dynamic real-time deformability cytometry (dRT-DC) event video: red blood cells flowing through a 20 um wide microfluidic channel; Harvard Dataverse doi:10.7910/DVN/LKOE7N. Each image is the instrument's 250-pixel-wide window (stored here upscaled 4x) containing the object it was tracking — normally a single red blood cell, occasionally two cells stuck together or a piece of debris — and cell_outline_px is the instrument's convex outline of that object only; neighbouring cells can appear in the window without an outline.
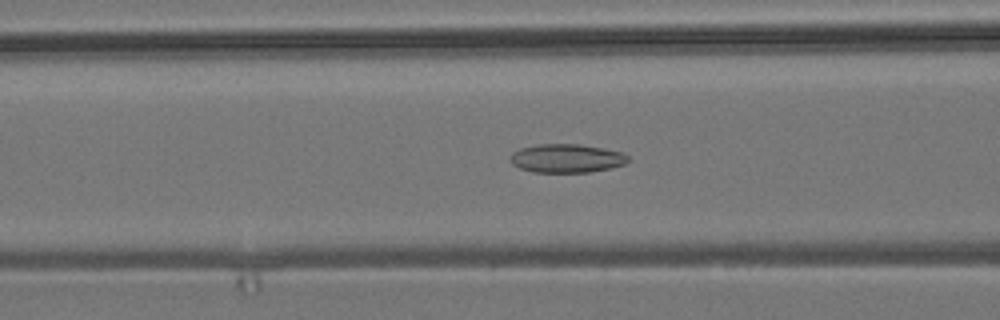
{"species": "common noctule bat (a hibernating species)", "species_latin": "Nyctalus noctula", "temperature_condition": "room temperature", "stored_images_in_passage": 48, "camera_frame_rate_fps": 3000, "um_per_image_px": 0.085, "animal": {"sex": "male", "body_mass_g": 19.2, "forearm_length_mm": 51.8}, "frame": {"image": 1, "passage_image": 15, "time_ms": 4.667, "image_size_px": [1000, 320], "cell_outline_px": [[628, 160], [624, 164], [612, 168], [588, 172], [532, 172], [520, 168], [512, 164], [508, 160], [508, 156], [512, 152], [520, 148], [540, 144], [580, 144], [604, 148], [624, 152], [628, 156]], "centroid_in_image_um": [48.14, 13.45], "position_along_channel_um": 118.5, "area_um2": 19.88}}
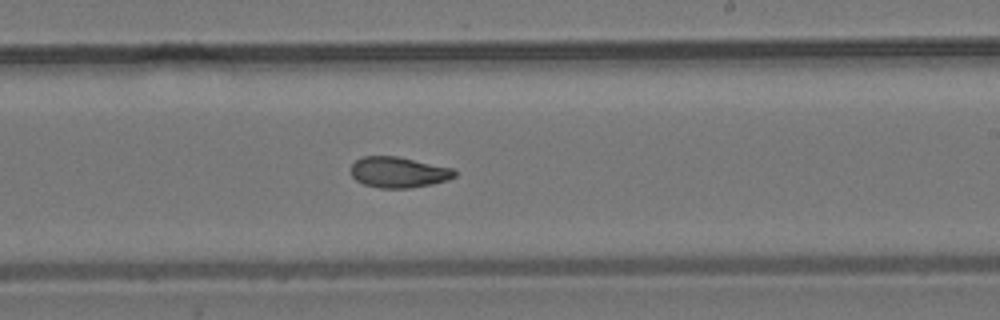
{"frame": {"image": 2, "passage_image": 26, "time_ms": 8.333, "image_size_px": [1000, 320], "cell_outline_px": [[456, 176], [448, 180], [432, 184], [408, 188], [380, 188], [364, 184], [356, 180], [352, 176], [352, 164], [360, 156], [396, 156], [452, 168], [456, 172]], "centroid_in_image_um": [33.87, 14.64], "position_along_channel_um": 255.1, "area_um2": 18.5}}
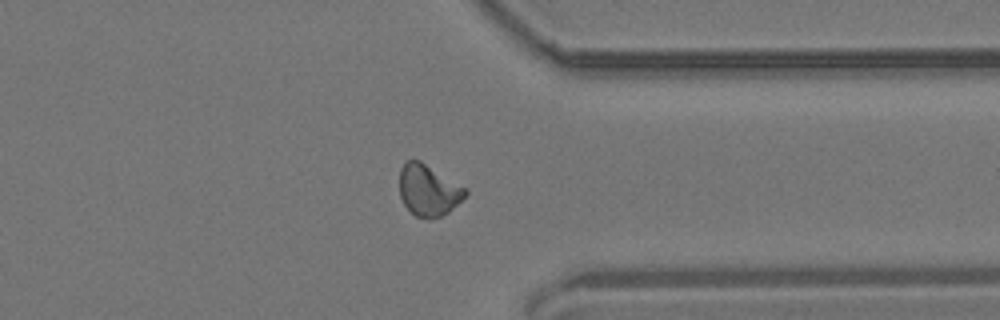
{"frame": {"image": 3, "passage_image": 36, "time_ms": 11.667, "image_size_px": [1000, 320], "cell_outline_px": [[468, 192], [448, 212], [440, 216], [428, 220], [416, 216], [404, 204], [400, 196], [400, 168], [408, 160], [420, 160], [468, 188]], "centroid_in_image_um": [36.42, 16.16], "position_along_channel_um": 375.0, "area_um2": 19.65}, "authors_computed_cell_mechanics": {"area_um2": 19.1318, "velocity_mm_per_s": 3.7331, "shape_relaxation_time_tau1_ms": 10.522, "shape_relaxation_time_tau2_ms": 4.1169, "deformation_change_tau1": 0.182, "deformation_change_tau2": 0.0951}}